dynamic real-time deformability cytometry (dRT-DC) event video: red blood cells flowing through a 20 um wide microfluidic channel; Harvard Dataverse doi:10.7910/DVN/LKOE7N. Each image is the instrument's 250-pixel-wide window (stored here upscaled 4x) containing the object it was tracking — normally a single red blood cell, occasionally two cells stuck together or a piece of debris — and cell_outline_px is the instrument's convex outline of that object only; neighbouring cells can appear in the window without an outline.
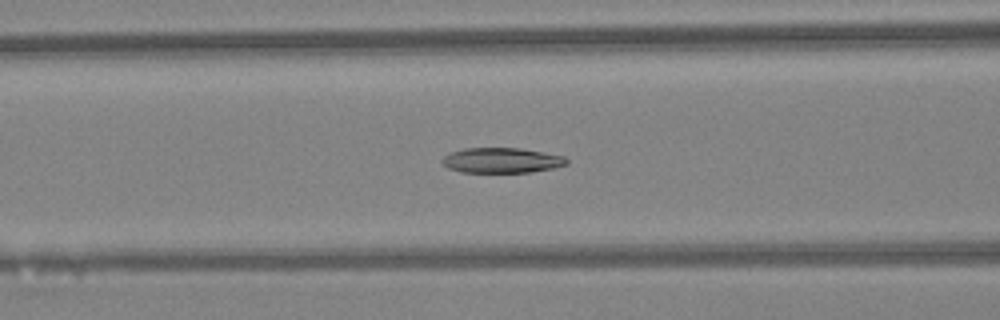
{"species": "Egyptian fruit bat (a non-hibernating species)", "species_latin": "Rousettus aegyptiacus", "temperature_condition": "warm", "stored_images_in_passage": 34, "camera_frame_rate_fps": 3000, "um_per_image_px": 0.085, "animal": {"sex": "female"}, "frame": {"image": 1, "passage_image": 12, "time_ms": 3.667, "image_size_px": [1000, 320], "cell_outline_px": [[568, 164], [552, 168], [532, 172], [460, 172], [448, 168], [440, 160], [444, 156], [452, 152], [464, 148], [520, 148], [544, 152], [564, 156], [568, 160]], "centroid_in_image_um": [42.65, 13.63], "position_along_channel_um": 124.0, "area_um2": 18.26}}
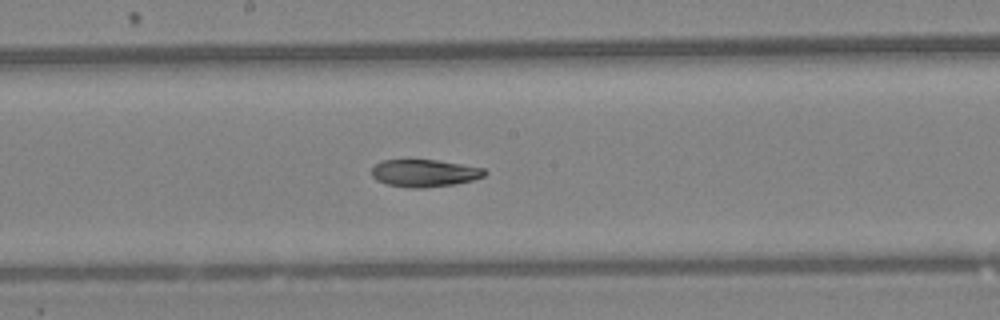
{"frame": {"image": 2, "passage_image": 18, "time_ms": 5.667, "image_size_px": [1000, 320], "cell_outline_px": [[488, 172], [484, 176], [472, 180], [456, 184], [424, 188], [408, 188], [388, 184], [376, 180], [372, 176], [372, 168], [380, 160], [436, 160], [484, 168]], "centroid_in_image_um": [36.08, 14.72], "position_along_channel_um": 212.1, "area_um2": 18.03}}
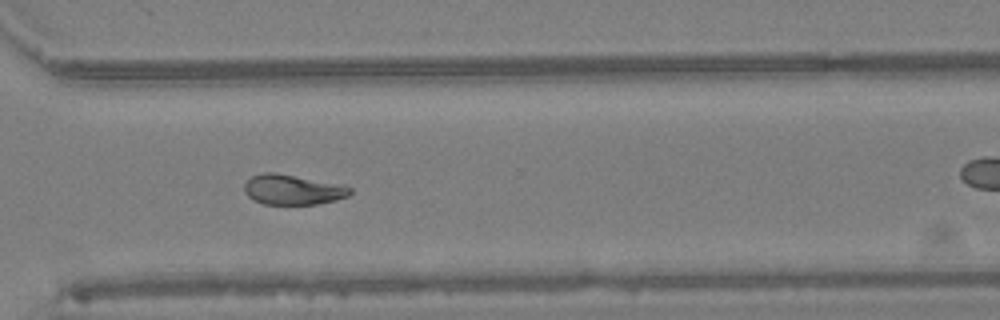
{"frame": {"image": 3, "passage_image": 27, "time_ms": 8.667, "image_size_px": [1000, 320], "cell_outline_px": [[352, 192], [348, 196], [336, 200], [316, 204], [264, 204], [252, 200], [244, 192], [244, 184], [252, 176], [264, 172], [272, 172], [344, 184], [352, 188]], "centroid_in_image_um": [24.9, 16.12], "position_along_channel_um": 345.7, "area_um2": 18.67}, "authors_computed_cell_mechanics": {"area_um2": 19.652, "velocity_mm_per_s": 4.4394, "shape_relaxation_time_tau1_ms": 7.7357, "shape_relaxation_time_tau2_ms": 4.8591, "deformation_change_tau1": 0.1949, "deformation_change_tau2": 0.0968}}